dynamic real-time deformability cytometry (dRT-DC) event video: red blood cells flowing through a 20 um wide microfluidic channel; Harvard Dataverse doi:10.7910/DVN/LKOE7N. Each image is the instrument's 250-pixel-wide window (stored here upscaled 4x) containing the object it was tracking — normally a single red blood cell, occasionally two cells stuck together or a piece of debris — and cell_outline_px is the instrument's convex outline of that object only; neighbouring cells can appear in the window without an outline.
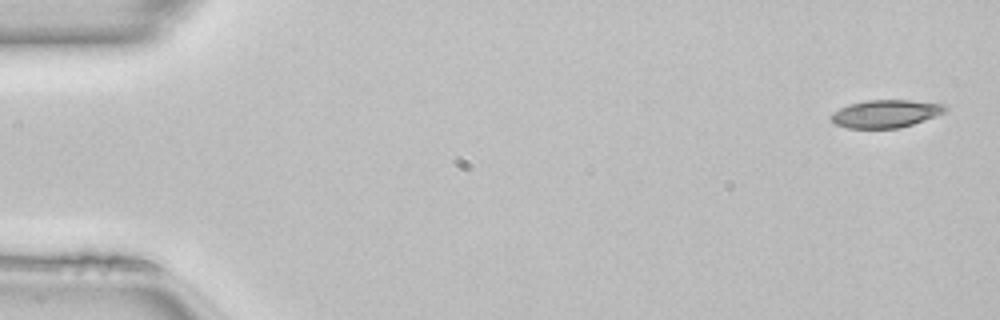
{"species": "common noctule bat (a hibernating species)", "species_latin": "Nyctalus noctula", "temperature_condition": "room temperature", "stored_images_in_passage": 10, "camera_frame_rate_fps": 3000, "um_per_image_px": 0.085, "animal": {"sex": "female", "body_mass_g": 22.7, "forearm_length_mm": 54.2}, "frame": {"image": 1, "passage_image": 1, "time_ms": 0.0, "image_size_px": [1000, 320], "cell_outline_px": [[948, 108], [944, 112], [936, 116], [900, 128], [848, 128], [836, 124], [832, 120], [832, 112], [848, 104], [868, 100], [912, 100], [944, 104]], "centroid_in_image_um": [75.3, 9.66], "position_along_channel_um": 9.7, "area_um2": 18.38}}